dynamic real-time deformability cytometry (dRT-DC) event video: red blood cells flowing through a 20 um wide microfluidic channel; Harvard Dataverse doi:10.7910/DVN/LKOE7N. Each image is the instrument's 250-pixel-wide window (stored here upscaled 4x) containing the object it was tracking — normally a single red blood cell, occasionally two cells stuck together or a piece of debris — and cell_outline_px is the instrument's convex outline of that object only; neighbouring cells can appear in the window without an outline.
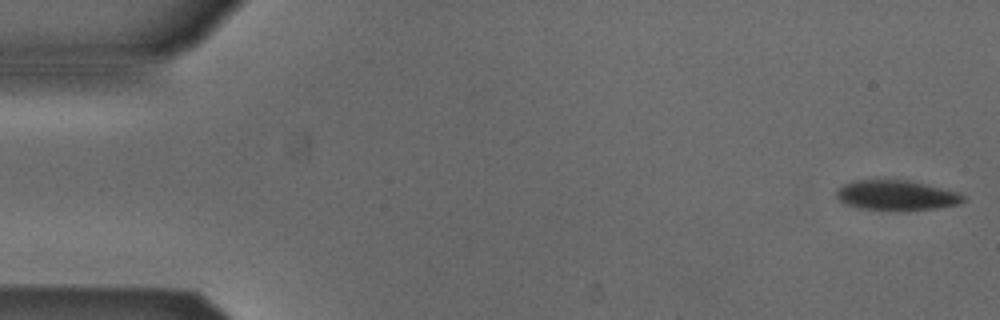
{"species": "Egyptian fruit bat (a non-hibernating species)", "species_latin": "Rousettus aegyptiacus", "temperature_condition": "cold", "stored_images_in_passage": 53, "camera_frame_rate_fps": 3000, "um_per_image_px": 0.085, "animal": {"sex": "male"}, "frame": {"image": 1, "passage_image": 1, "time_ms": 0.0, "image_size_px": [1000, 320], "cell_outline_px": [[968, 200], [956, 204], [936, 208], [860, 208], [844, 204], [836, 196], [836, 192], [844, 184], [852, 180], [912, 180], [956, 192], [964, 196]], "centroid_in_image_um": [76.18, 16.56], "position_along_channel_um": 8.8, "area_um2": 21.39}}
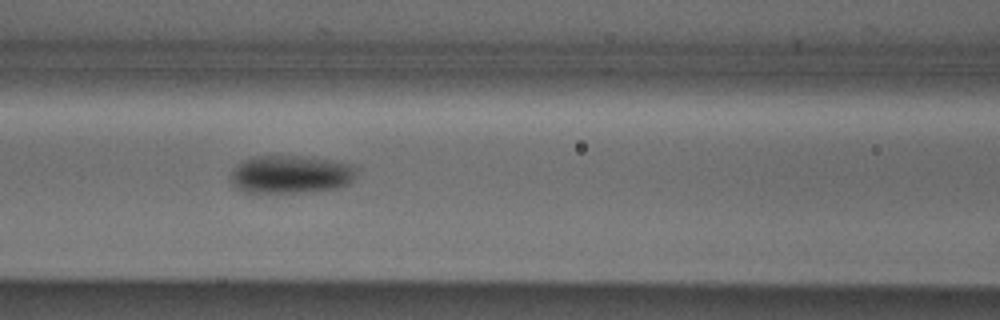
{"frame": {"image": 2, "passage_image": 22, "time_ms": 7.0, "image_size_px": [1000, 320], "cell_outline_px": [[356, 172], [352, 180], [348, 184], [340, 188], [300, 192], [244, 192], [236, 188], [232, 184], [232, 172], [236, 164], [256, 156], [296, 156], [328, 160], [352, 164], [356, 168]], "centroid_in_image_um": [24.71, 14.83], "position_along_channel_um": 141.9, "area_um2": 27.57}}
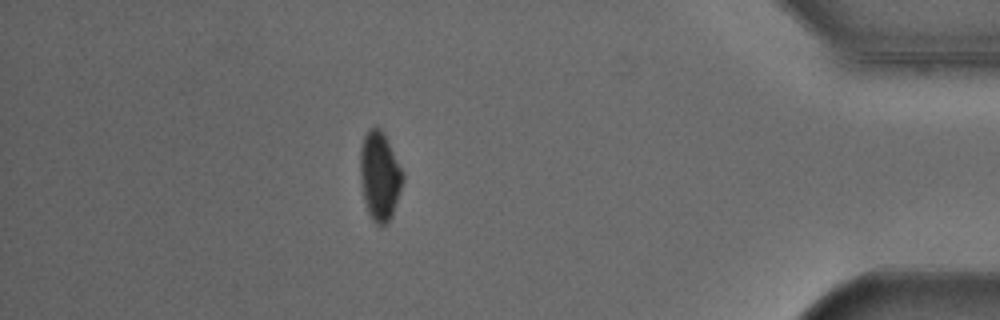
{"frame": {"image": 3, "passage_image": 46, "time_ms": 15.0, "image_size_px": [1000, 320], "cell_outline_px": [[404, 180], [392, 216], [384, 224], [376, 224], [372, 220], [368, 212], [364, 200], [360, 176], [360, 148], [364, 136], [368, 128], [380, 128], [384, 132], [404, 172]], "centroid_in_image_um": [32.28, 14.93], "position_along_channel_um": 402.9, "area_um2": 22.14}, "authors_computed_cell_mechanics": {"area_um2": 24.276, "velocity_mm_per_s": 3.8412, "shape_relaxation_time_tau1_ms": 9.5215, "shape_relaxation_time_tau2_ms": null, "deformation_change_tau1": 0.1102, "deformation_change_tau2": null}}